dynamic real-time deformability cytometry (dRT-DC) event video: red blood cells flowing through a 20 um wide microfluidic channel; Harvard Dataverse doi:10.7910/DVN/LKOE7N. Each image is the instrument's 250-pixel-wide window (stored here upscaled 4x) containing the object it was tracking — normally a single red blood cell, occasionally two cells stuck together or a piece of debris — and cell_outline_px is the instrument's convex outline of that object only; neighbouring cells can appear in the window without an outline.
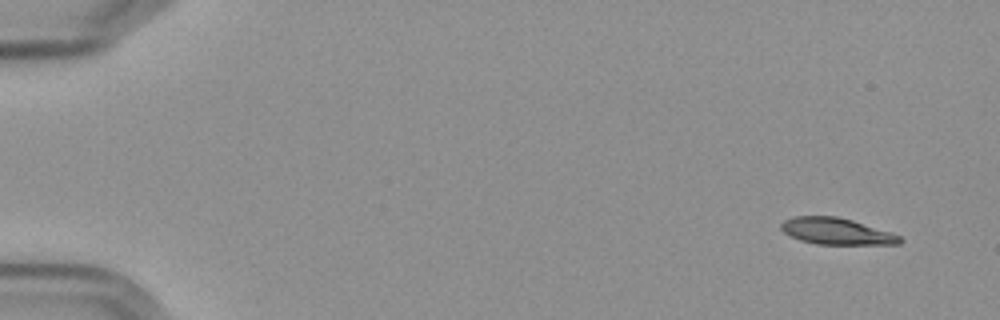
{"species": "Egyptian fruit bat (a non-hibernating species)", "species_latin": "Rousettus aegyptiacus", "temperature_condition": "cold", "stored_images_in_passage": 4, "camera_frame_rate_fps": 3000, "um_per_image_px": 0.085, "frame": {"image": 1, "passage_image": 1, "time_ms": 0.0, "image_size_px": [1000, 320], "cell_outline_px": [[904, 240], [900, 244], [816, 244], [800, 240], [784, 232], [780, 228], [780, 224], [784, 220], [796, 216], [836, 216], [852, 220], [892, 232], [900, 236]], "centroid_in_image_um": [71.12, 19.66], "position_along_channel_um": 13.9, "area_um2": 18.32}}
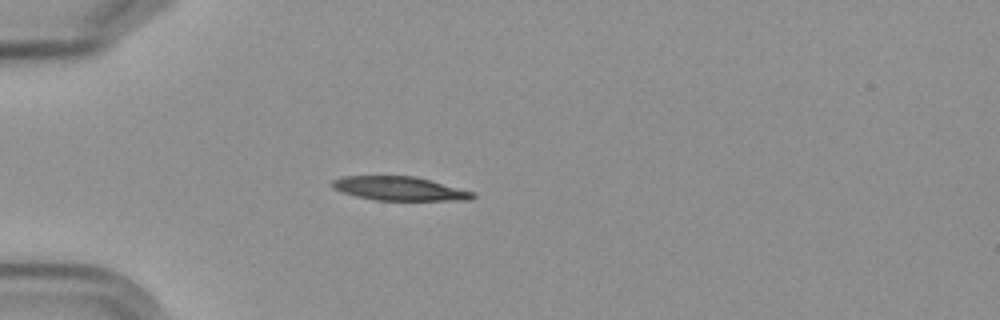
{"frame": {"image": 2, "passage_image": 4, "time_ms": 4.333, "image_size_px": [1000, 320], "cell_outline_px": [[476, 196], [464, 200], [376, 200], [356, 196], [344, 192], [336, 188], [332, 184], [332, 180], [340, 176], [416, 176], [476, 192]], "centroid_in_image_um": [34.0, 16.02], "position_along_channel_um": 51.0, "area_um2": 19.42}}